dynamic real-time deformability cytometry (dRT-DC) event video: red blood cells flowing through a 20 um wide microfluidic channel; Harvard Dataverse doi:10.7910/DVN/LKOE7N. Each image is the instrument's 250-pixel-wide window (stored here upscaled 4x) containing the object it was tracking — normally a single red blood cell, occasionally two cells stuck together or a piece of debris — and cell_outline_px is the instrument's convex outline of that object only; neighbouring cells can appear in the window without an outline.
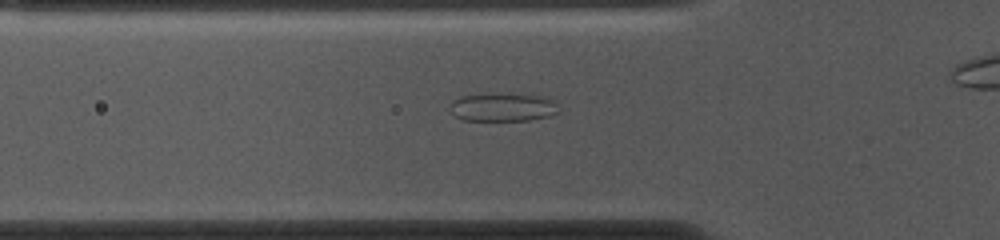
{"species": "common noctule bat (a hibernating species)", "species_latin": "Nyctalus noctula", "temperature_condition": "cold", "stored_images_in_passage": 42, "camera_frame_rate_fps": 3000, "um_per_image_px": 0.085, "animal": {"sex": "female", "body_mass_g": 10.0, "forearm_length_mm": 53.1}, "frame": {"image": 1, "passage_image": 16, "time_ms": 5.0, "image_size_px": [1000, 240], "cell_outline_px": [[560, 112], [548, 116], [528, 120], [464, 120], [456, 116], [452, 112], [452, 100], [460, 96], [524, 92], [552, 100], [556, 104]], "centroid_in_image_um": [42.78, 9.09], "position_along_channel_um": 83.0, "area_um2": 17.92}}
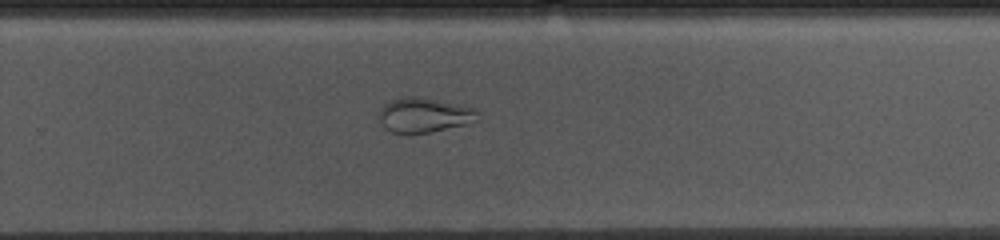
{"frame": {"image": 2, "passage_image": 33, "time_ms": 10.667, "image_size_px": [1000, 240], "cell_outline_px": [[480, 120], [464, 124], [428, 132], [392, 132], [384, 128], [380, 120], [380, 108], [384, 104], [392, 100], [404, 96], [420, 96], [476, 108], [480, 112]], "centroid_in_image_um": [36.09, 9.75], "position_along_channel_um": 293.7, "area_um2": 19.83}}
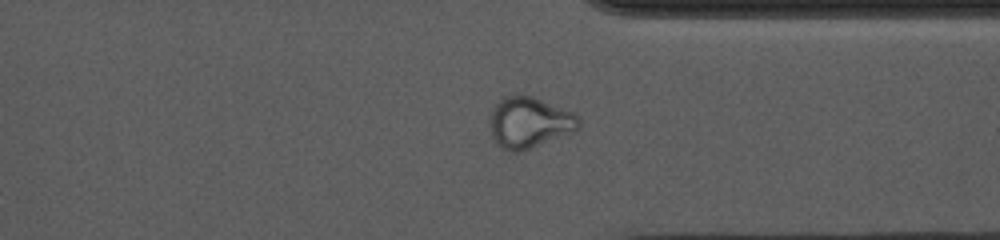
{"frame": {"image": 3, "passage_image": 39, "time_ms": 12.667, "image_size_px": [1000, 240], "cell_outline_px": [[580, 124], [572, 132], [532, 148], [520, 152], [512, 152], [496, 144], [492, 136], [488, 116], [492, 108], [504, 96], [532, 96], [576, 112], [580, 116]], "centroid_in_image_um": [44.99, 10.41], "position_along_channel_um": 366.4, "area_um2": 26.59}}